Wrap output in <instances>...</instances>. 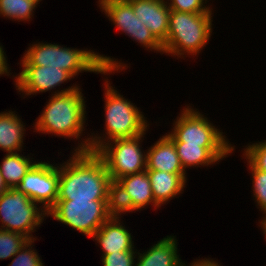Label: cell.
Returning a JSON list of instances; mask_svg holds the SVG:
<instances>
[{"instance_id":"obj_14","label":"cell","mask_w":266,"mask_h":266,"mask_svg":"<svg viewBox=\"0 0 266 266\" xmlns=\"http://www.w3.org/2000/svg\"><path fill=\"white\" fill-rule=\"evenodd\" d=\"M133 8L134 15L163 44L168 34L170 9L166 0H127Z\"/></svg>"},{"instance_id":"obj_7","label":"cell","mask_w":266,"mask_h":266,"mask_svg":"<svg viewBox=\"0 0 266 266\" xmlns=\"http://www.w3.org/2000/svg\"><path fill=\"white\" fill-rule=\"evenodd\" d=\"M197 110L188 104L183 107L176 121L174 120L172 131L166 135L173 142H185V145H199L204 148H234L235 146L229 143L225 133Z\"/></svg>"},{"instance_id":"obj_13","label":"cell","mask_w":266,"mask_h":266,"mask_svg":"<svg viewBox=\"0 0 266 266\" xmlns=\"http://www.w3.org/2000/svg\"><path fill=\"white\" fill-rule=\"evenodd\" d=\"M22 70L13 75L15 88L19 94H23V98L37 93H45L57 86L65 84L74 77L67 71L59 68H47L37 65H20ZM65 82V83H64Z\"/></svg>"},{"instance_id":"obj_23","label":"cell","mask_w":266,"mask_h":266,"mask_svg":"<svg viewBox=\"0 0 266 266\" xmlns=\"http://www.w3.org/2000/svg\"><path fill=\"white\" fill-rule=\"evenodd\" d=\"M246 162L248 165L247 168L250 170L252 175V190L253 198L257 203L256 206L259 211L262 213V217L259 221L266 218V172L256 169L247 159Z\"/></svg>"},{"instance_id":"obj_9","label":"cell","mask_w":266,"mask_h":266,"mask_svg":"<svg viewBox=\"0 0 266 266\" xmlns=\"http://www.w3.org/2000/svg\"><path fill=\"white\" fill-rule=\"evenodd\" d=\"M146 135L115 139L105 143L96 153L103 159L112 182L123 176L146 170L147 151L142 150Z\"/></svg>"},{"instance_id":"obj_15","label":"cell","mask_w":266,"mask_h":266,"mask_svg":"<svg viewBox=\"0 0 266 266\" xmlns=\"http://www.w3.org/2000/svg\"><path fill=\"white\" fill-rule=\"evenodd\" d=\"M121 217L114 213L91 237L99 244L102 255L137 250L134 248L133 235L121 222Z\"/></svg>"},{"instance_id":"obj_19","label":"cell","mask_w":266,"mask_h":266,"mask_svg":"<svg viewBox=\"0 0 266 266\" xmlns=\"http://www.w3.org/2000/svg\"><path fill=\"white\" fill-rule=\"evenodd\" d=\"M147 173L155 202L160 207L173 198H179L186 188L187 173H167L158 170H147Z\"/></svg>"},{"instance_id":"obj_24","label":"cell","mask_w":266,"mask_h":266,"mask_svg":"<svg viewBox=\"0 0 266 266\" xmlns=\"http://www.w3.org/2000/svg\"><path fill=\"white\" fill-rule=\"evenodd\" d=\"M29 240L21 233L0 229V260L12 258Z\"/></svg>"},{"instance_id":"obj_31","label":"cell","mask_w":266,"mask_h":266,"mask_svg":"<svg viewBox=\"0 0 266 266\" xmlns=\"http://www.w3.org/2000/svg\"><path fill=\"white\" fill-rule=\"evenodd\" d=\"M8 189L9 188L7 187V184L5 183L2 173L0 171V194L7 191Z\"/></svg>"},{"instance_id":"obj_26","label":"cell","mask_w":266,"mask_h":266,"mask_svg":"<svg viewBox=\"0 0 266 266\" xmlns=\"http://www.w3.org/2000/svg\"><path fill=\"white\" fill-rule=\"evenodd\" d=\"M256 169L266 172V140L248 144L243 149V154Z\"/></svg>"},{"instance_id":"obj_12","label":"cell","mask_w":266,"mask_h":266,"mask_svg":"<svg viewBox=\"0 0 266 266\" xmlns=\"http://www.w3.org/2000/svg\"><path fill=\"white\" fill-rule=\"evenodd\" d=\"M16 188L48 212L58 198L59 164L37 161Z\"/></svg>"},{"instance_id":"obj_1","label":"cell","mask_w":266,"mask_h":266,"mask_svg":"<svg viewBox=\"0 0 266 266\" xmlns=\"http://www.w3.org/2000/svg\"><path fill=\"white\" fill-rule=\"evenodd\" d=\"M59 164L57 200H114L113 182L103 159L91 151L74 152Z\"/></svg>"},{"instance_id":"obj_5","label":"cell","mask_w":266,"mask_h":266,"mask_svg":"<svg viewBox=\"0 0 266 266\" xmlns=\"http://www.w3.org/2000/svg\"><path fill=\"white\" fill-rule=\"evenodd\" d=\"M212 10L208 13H188L170 10L168 34L163 54L183 58L198 56L209 42L214 25Z\"/></svg>"},{"instance_id":"obj_32","label":"cell","mask_w":266,"mask_h":266,"mask_svg":"<svg viewBox=\"0 0 266 266\" xmlns=\"http://www.w3.org/2000/svg\"><path fill=\"white\" fill-rule=\"evenodd\" d=\"M258 225L259 227H261L260 229H262V233H264V237H265V241H266V218L264 220L259 221Z\"/></svg>"},{"instance_id":"obj_25","label":"cell","mask_w":266,"mask_h":266,"mask_svg":"<svg viewBox=\"0 0 266 266\" xmlns=\"http://www.w3.org/2000/svg\"><path fill=\"white\" fill-rule=\"evenodd\" d=\"M34 241L29 240L13 257L8 266H45L42 258L34 247ZM33 244V245H32Z\"/></svg>"},{"instance_id":"obj_27","label":"cell","mask_w":266,"mask_h":266,"mask_svg":"<svg viewBox=\"0 0 266 266\" xmlns=\"http://www.w3.org/2000/svg\"><path fill=\"white\" fill-rule=\"evenodd\" d=\"M170 10L188 13H208L213 10L206 0H166Z\"/></svg>"},{"instance_id":"obj_3","label":"cell","mask_w":266,"mask_h":266,"mask_svg":"<svg viewBox=\"0 0 266 266\" xmlns=\"http://www.w3.org/2000/svg\"><path fill=\"white\" fill-rule=\"evenodd\" d=\"M29 46L18 64L59 68L69 72L74 78L84 72L108 76L128 68V64L118 61V58L104 56L87 48H70L47 42H34Z\"/></svg>"},{"instance_id":"obj_30","label":"cell","mask_w":266,"mask_h":266,"mask_svg":"<svg viewBox=\"0 0 266 266\" xmlns=\"http://www.w3.org/2000/svg\"><path fill=\"white\" fill-rule=\"evenodd\" d=\"M7 63V56L6 54H0V76L6 75L9 76L11 74V68L9 69Z\"/></svg>"},{"instance_id":"obj_33","label":"cell","mask_w":266,"mask_h":266,"mask_svg":"<svg viewBox=\"0 0 266 266\" xmlns=\"http://www.w3.org/2000/svg\"><path fill=\"white\" fill-rule=\"evenodd\" d=\"M0 54H5V51L3 49V45L0 44Z\"/></svg>"},{"instance_id":"obj_11","label":"cell","mask_w":266,"mask_h":266,"mask_svg":"<svg viewBox=\"0 0 266 266\" xmlns=\"http://www.w3.org/2000/svg\"><path fill=\"white\" fill-rule=\"evenodd\" d=\"M113 189L116 214L135 213L150 204L155 210L160 208L155 202L147 170L121 177L113 183Z\"/></svg>"},{"instance_id":"obj_6","label":"cell","mask_w":266,"mask_h":266,"mask_svg":"<svg viewBox=\"0 0 266 266\" xmlns=\"http://www.w3.org/2000/svg\"><path fill=\"white\" fill-rule=\"evenodd\" d=\"M113 205L114 200H57L47 212V217L50 216L91 238L114 214Z\"/></svg>"},{"instance_id":"obj_17","label":"cell","mask_w":266,"mask_h":266,"mask_svg":"<svg viewBox=\"0 0 266 266\" xmlns=\"http://www.w3.org/2000/svg\"><path fill=\"white\" fill-rule=\"evenodd\" d=\"M146 170L186 173L181 165L174 142L164 134L147 149Z\"/></svg>"},{"instance_id":"obj_4","label":"cell","mask_w":266,"mask_h":266,"mask_svg":"<svg viewBox=\"0 0 266 266\" xmlns=\"http://www.w3.org/2000/svg\"><path fill=\"white\" fill-rule=\"evenodd\" d=\"M105 132L91 133L89 151L97 152L105 143L124 138H133L144 134L150 123L144 113L130 100L121 95L106 77L104 80ZM149 123V124H148ZM103 135V136H101Z\"/></svg>"},{"instance_id":"obj_10","label":"cell","mask_w":266,"mask_h":266,"mask_svg":"<svg viewBox=\"0 0 266 266\" xmlns=\"http://www.w3.org/2000/svg\"><path fill=\"white\" fill-rule=\"evenodd\" d=\"M101 12L133 41L145 49L163 54V45L154 37L151 31L134 15L132 5L127 0H98Z\"/></svg>"},{"instance_id":"obj_22","label":"cell","mask_w":266,"mask_h":266,"mask_svg":"<svg viewBox=\"0 0 266 266\" xmlns=\"http://www.w3.org/2000/svg\"><path fill=\"white\" fill-rule=\"evenodd\" d=\"M42 0H0V16L18 22L32 21L34 10Z\"/></svg>"},{"instance_id":"obj_2","label":"cell","mask_w":266,"mask_h":266,"mask_svg":"<svg viewBox=\"0 0 266 266\" xmlns=\"http://www.w3.org/2000/svg\"><path fill=\"white\" fill-rule=\"evenodd\" d=\"M82 89L77 84L55 90L51 93L47 104L44 106L42 113L37 117L35 125L32 126L40 134H54L56 137L66 138L77 141L78 145L74 152L89 151L90 137L85 139L80 137L86 128V104ZM73 138V139H72ZM80 140V143H79Z\"/></svg>"},{"instance_id":"obj_18","label":"cell","mask_w":266,"mask_h":266,"mask_svg":"<svg viewBox=\"0 0 266 266\" xmlns=\"http://www.w3.org/2000/svg\"><path fill=\"white\" fill-rule=\"evenodd\" d=\"M177 241L176 236L167 235L148 250L138 251L135 266H182Z\"/></svg>"},{"instance_id":"obj_16","label":"cell","mask_w":266,"mask_h":266,"mask_svg":"<svg viewBox=\"0 0 266 266\" xmlns=\"http://www.w3.org/2000/svg\"><path fill=\"white\" fill-rule=\"evenodd\" d=\"M177 154L184 170L200 166L208 167L217 164L235 151L234 148H204L199 145H185V142H174Z\"/></svg>"},{"instance_id":"obj_28","label":"cell","mask_w":266,"mask_h":266,"mask_svg":"<svg viewBox=\"0 0 266 266\" xmlns=\"http://www.w3.org/2000/svg\"><path fill=\"white\" fill-rule=\"evenodd\" d=\"M138 250L121 251L102 255L101 262L103 266H135Z\"/></svg>"},{"instance_id":"obj_8","label":"cell","mask_w":266,"mask_h":266,"mask_svg":"<svg viewBox=\"0 0 266 266\" xmlns=\"http://www.w3.org/2000/svg\"><path fill=\"white\" fill-rule=\"evenodd\" d=\"M46 216L47 211L42 206L17 188H9L0 194V229L18 232L30 240H37L33 233Z\"/></svg>"},{"instance_id":"obj_21","label":"cell","mask_w":266,"mask_h":266,"mask_svg":"<svg viewBox=\"0 0 266 266\" xmlns=\"http://www.w3.org/2000/svg\"><path fill=\"white\" fill-rule=\"evenodd\" d=\"M20 153H6L0 163V171L8 188H16L22 178L36 163L29 154L24 156V154Z\"/></svg>"},{"instance_id":"obj_29","label":"cell","mask_w":266,"mask_h":266,"mask_svg":"<svg viewBox=\"0 0 266 266\" xmlns=\"http://www.w3.org/2000/svg\"><path fill=\"white\" fill-rule=\"evenodd\" d=\"M182 266H222L218 260L216 261L215 259L213 260L212 258H202V259H196L193 260L189 265H186L183 263Z\"/></svg>"},{"instance_id":"obj_20","label":"cell","mask_w":266,"mask_h":266,"mask_svg":"<svg viewBox=\"0 0 266 266\" xmlns=\"http://www.w3.org/2000/svg\"><path fill=\"white\" fill-rule=\"evenodd\" d=\"M0 112V150L6 153L22 152L25 125L18 113L12 110Z\"/></svg>"}]
</instances>
